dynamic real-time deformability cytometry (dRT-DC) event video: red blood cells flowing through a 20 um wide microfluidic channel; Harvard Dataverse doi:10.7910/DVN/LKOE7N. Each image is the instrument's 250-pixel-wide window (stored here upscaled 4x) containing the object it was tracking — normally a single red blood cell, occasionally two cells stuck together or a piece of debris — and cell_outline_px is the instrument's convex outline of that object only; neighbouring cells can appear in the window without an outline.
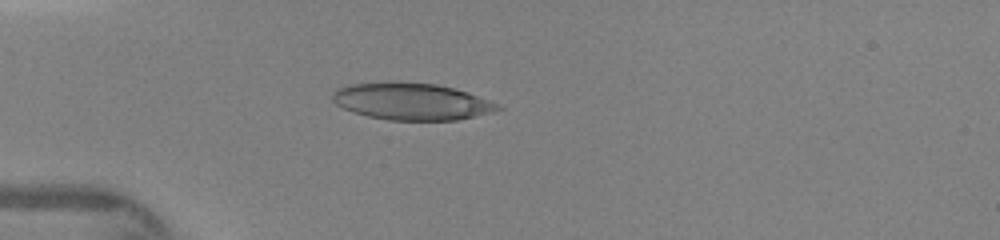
{"species": "human", "species_latin": "Homo sapiens", "temperature_condition": "warm", "stored_images_in_passage": 20, "camera_frame_rate_fps": 3000, "um_per_image_px": 0.085, "donor": {"sex": "female"}, "frame": {"image": 1, "passage_image": 4, "time_ms": 1.0, "image_size_px": [1000, 240], "cell_outline_px": [[504, 108], [492, 112], [456, 120], [388, 120], [368, 116], [344, 108], [336, 104], [332, 100], [332, 92], [348, 84], [388, 80], [392, 80], [436, 84], [468, 92], [496, 104]], "centroid_in_image_um": [34.93, 8.6], "position_along_channel_um": 50.1, "area_um2": 35.66}}
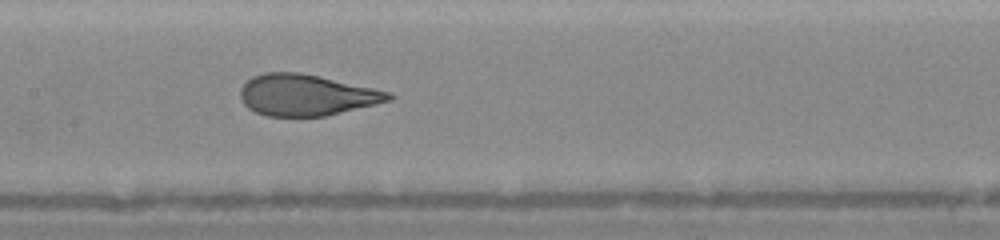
{"frame": {"image": 2, "passage_image": 12, "time_ms": 4.333, "image_size_px": [1000, 240], "cell_outline_px": [[396, 96], [392, 100], [376, 104], [324, 116], [268, 116], [256, 112], [248, 108], [244, 104], [240, 96], [240, 88], [252, 76], [264, 72], [300, 72], [392, 92]], "centroid_in_image_um": [26.05, 8.07], "position_along_channel_um": 181.4, "area_um2": 35.6}}
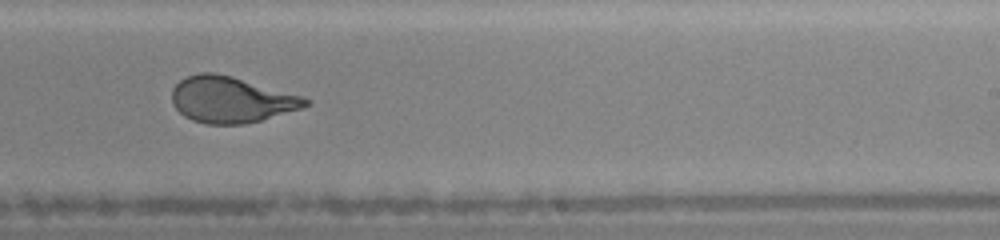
{"frame": {"image": 3, "passage_image": 18, "time_ms": 6.333, "image_size_px": [1000, 240], "cell_outline_px": [[312, 100], [308, 104], [300, 108], [260, 120], [244, 124], [208, 124], [192, 120], [184, 116], [172, 104], [172, 88], [180, 80], [188, 76], [200, 72], [216, 72], [232, 76], [300, 96]], "centroid_in_image_um": [19.58, 8.46], "position_along_channel_um": 269.4, "area_um2": 35.43}}